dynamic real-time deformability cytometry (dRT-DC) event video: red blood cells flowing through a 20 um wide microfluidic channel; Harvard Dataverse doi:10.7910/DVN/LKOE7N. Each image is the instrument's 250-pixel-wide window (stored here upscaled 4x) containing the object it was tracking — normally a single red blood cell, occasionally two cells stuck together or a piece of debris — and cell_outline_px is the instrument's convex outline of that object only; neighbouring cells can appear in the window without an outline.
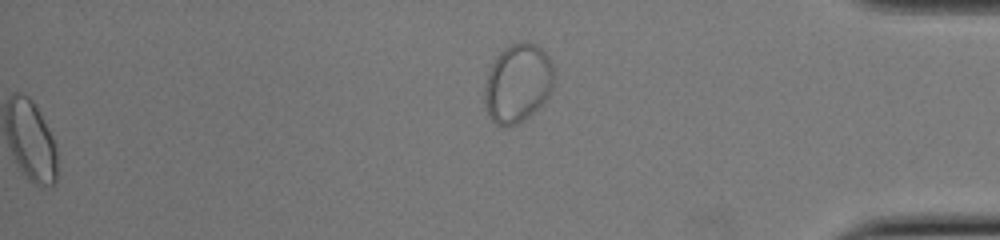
{"species": "common noctule bat (a hibernating species)", "species_latin": "Nyctalus noctula", "temperature_condition": "cold", "stored_images_in_passage": 50, "segment_of_instrument_passage": [2, 2], "camera_frame_rate_fps": 3000, "um_per_image_px": 0.085, "animal": {"sex": "female", "body_mass_g": 22.0, "forearm_length_mm": 56.7}, "frame": {"image": 1, "passage_image": 50, "time_ms": 16.333, "image_size_px": [1000, 240], "cell_outline_px": [[556, 80], [548, 96], [528, 116], [516, 124], [508, 128], [504, 128], [496, 124], [492, 120], [488, 112], [484, 100], [484, 88], [492, 64], [496, 56], [504, 48], [520, 40], [536, 44], [552, 60]], "centroid_in_image_um": [44.03, 7.05], "position_along_channel_um": 391.2, "area_um2": 31.91}}